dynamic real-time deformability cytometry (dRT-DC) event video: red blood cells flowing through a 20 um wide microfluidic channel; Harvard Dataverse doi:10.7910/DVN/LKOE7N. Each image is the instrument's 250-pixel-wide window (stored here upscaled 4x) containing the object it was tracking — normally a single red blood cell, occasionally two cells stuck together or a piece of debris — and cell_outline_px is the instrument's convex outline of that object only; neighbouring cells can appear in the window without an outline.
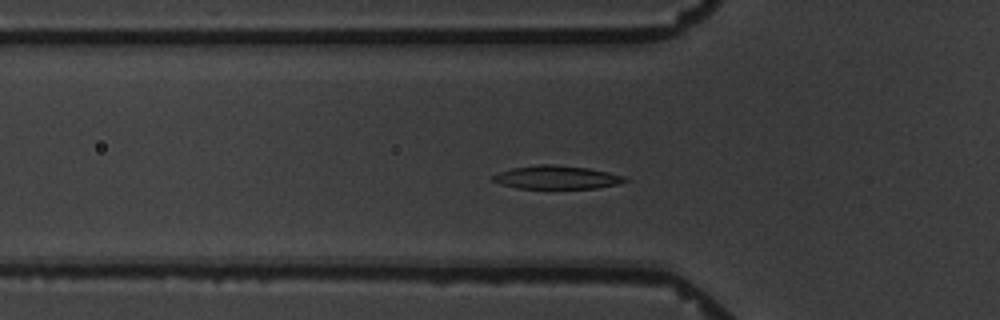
{"species": "common noctule bat (a hibernating species)", "species_latin": "Nyctalus noctula", "temperature_condition": "warm", "stored_images_in_passage": 44, "camera_frame_rate_fps": 3000, "um_per_image_px": 0.085, "animal": {"sex": "male", "body_mass_g": 19.5, "forearm_length_mm": 54.6}, "frame": {"image": 1, "passage_image": 15, "time_ms": 4.667, "image_size_px": [1000, 320], "cell_outline_px": [[628, 180], [616, 184], [596, 188], [516, 188], [500, 184], [492, 180], [492, 176], [500, 172], [512, 168], [536, 164], [552, 164], [588, 168], [608, 172], [624, 176]], "centroid_in_image_um": [47.28, 15.07], "position_along_channel_um": 78.5, "area_um2": 17.8}}
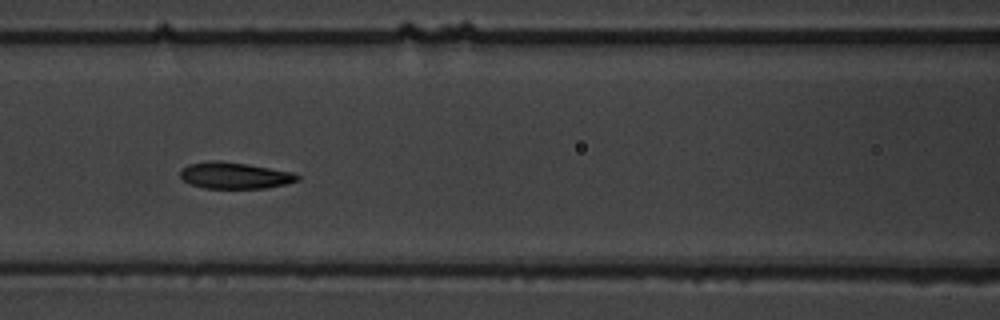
{"frame": {"image": 2, "passage_image": 21, "time_ms": 6.667, "image_size_px": [1000, 320], "cell_outline_px": [[300, 180], [288, 184], [268, 188], [204, 188], [192, 184], [184, 180], [180, 176], [180, 168], [188, 164], [208, 160], [220, 160], [296, 172], [300, 176]], "centroid_in_image_um": [19.98, 14.91], "position_along_channel_um": 146.6, "area_um2": 18.32}}
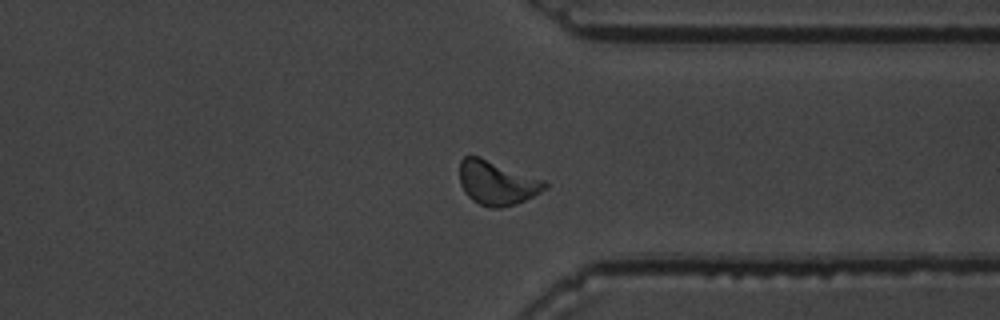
{"frame": {"image": 3, "passage_image": 34, "time_ms": 11.0, "image_size_px": [1000, 320], "cell_outline_px": [[548, 188], [516, 204], [500, 208], [488, 208], [472, 200], [464, 192], [460, 184], [460, 160], [464, 156], [480, 156], [544, 180], [548, 184]], "centroid_in_image_um": [42.22, 15.54], "position_along_channel_um": 369.2, "area_um2": 21.96}, "authors_computed_cell_mechanics": {"area_um2": 18.3804, "velocity_mm_per_s": 3.4023, "shape_relaxation_time_tau1_ms": 9.6267, "shape_relaxation_time_tau2_ms": null, "deformation_change_tau1": 0.3127, "deformation_change_tau2": null}}